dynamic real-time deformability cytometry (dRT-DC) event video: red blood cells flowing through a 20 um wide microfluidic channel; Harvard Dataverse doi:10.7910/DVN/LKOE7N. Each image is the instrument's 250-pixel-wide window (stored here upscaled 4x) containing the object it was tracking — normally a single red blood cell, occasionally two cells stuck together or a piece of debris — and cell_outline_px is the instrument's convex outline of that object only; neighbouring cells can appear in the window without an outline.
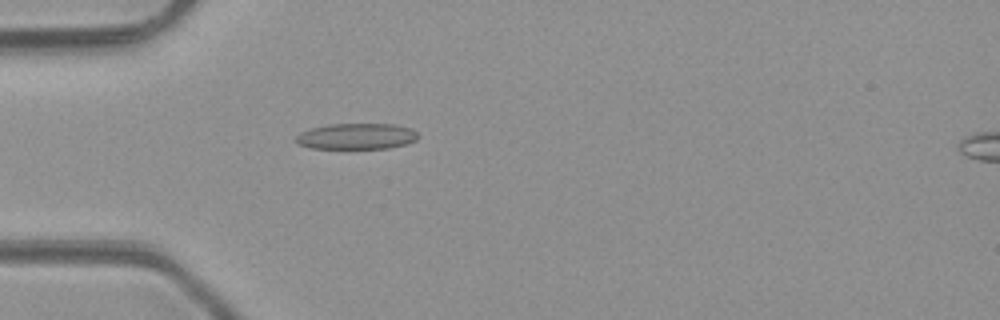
{"species": "common noctule bat (a hibernating species)", "species_latin": "Nyctalus noctula", "temperature_condition": "room temperature", "stored_images_in_passage": 2, "camera_frame_rate_fps": 3000, "um_per_image_px": 0.085, "animal": {"sex": "male", "body_mass_g": 23.1, "forearm_length_mm": 52.7}, "frame": {"image": 1, "passage_image": 1, "time_ms": 0.0, "image_size_px": [1000, 320], "cell_outline_px": [[420, 136], [416, 140], [404, 144], [388, 148], [312, 148], [300, 144], [296, 140], [296, 136], [300, 132], [312, 128], [328, 124], [392, 124], [412, 128]], "centroid_in_image_um": [30.33, 11.58], "position_along_channel_um": 54.7, "area_um2": 18.32}}